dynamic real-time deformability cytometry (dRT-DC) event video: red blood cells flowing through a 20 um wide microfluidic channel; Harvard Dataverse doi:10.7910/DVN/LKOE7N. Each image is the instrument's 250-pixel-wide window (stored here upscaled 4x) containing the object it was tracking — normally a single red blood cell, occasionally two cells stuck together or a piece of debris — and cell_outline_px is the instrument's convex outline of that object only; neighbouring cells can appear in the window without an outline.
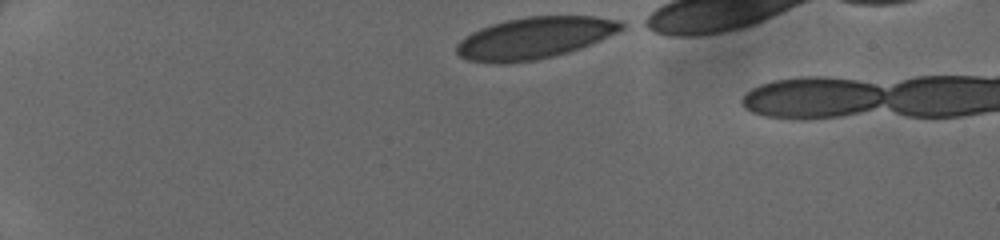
{"species": "human", "species_latin": "Homo sapiens", "temperature_condition": "cold", "stored_images_in_passage": 35, "camera_frame_rate_fps": 3000, "um_per_image_px": 0.085, "donor": {"sex": "female"}, "frame": {"image": 1, "passage_image": 1, "time_ms": 0.0, "image_size_px": [1000, 240], "cell_outline_px": [[628, 24], [624, 28], [616, 32], [588, 44], [552, 56], [536, 60], [496, 64], [468, 60], [460, 56], [456, 52], [456, 44], [464, 36], [480, 28], [492, 24], [508, 20], [528, 16], [592, 16], [620, 20]], "centroid_in_image_um": [45.39, 3.22], "position_along_channel_um": 39.6, "area_um2": 39.54}}
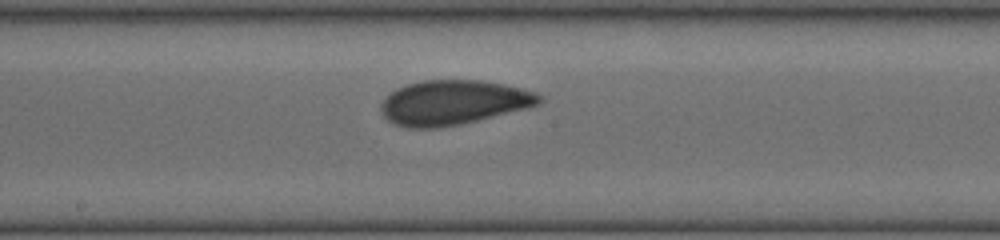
{"frame": {"image": 2, "passage_image": 18, "time_ms": 5.667, "image_size_px": [1000, 240], "cell_outline_px": [[544, 100], [528, 108], [460, 124], [436, 128], [408, 128], [396, 124], [388, 120], [380, 112], [380, 104], [396, 88], [420, 80], [480, 80], [504, 84], [536, 92]], "centroid_in_image_um": [38.52, 8.71], "position_along_channel_um": 209.7, "area_um2": 40.98}}
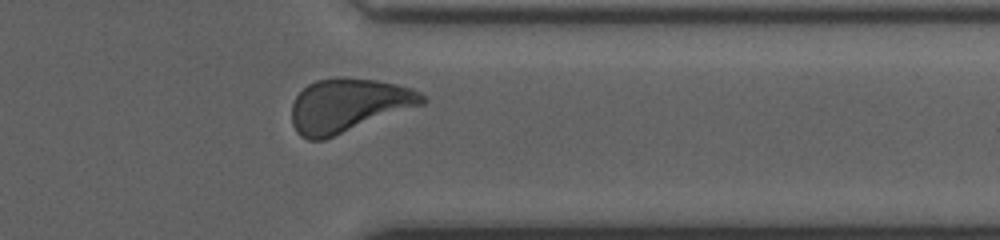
{"frame": {"image": 3, "passage_image": 30, "time_ms": 9.667, "image_size_px": [1000, 240], "cell_outline_px": [[428, 100], [424, 104], [324, 140], [308, 140], [300, 136], [296, 132], [292, 124], [292, 104], [296, 96], [308, 84], [316, 80], [336, 76], [344, 76], [376, 80], [396, 84], [412, 88], [420, 92]], "centroid_in_image_um": [29.6, 8.95], "position_along_channel_um": 381.8, "area_um2": 41.15}}